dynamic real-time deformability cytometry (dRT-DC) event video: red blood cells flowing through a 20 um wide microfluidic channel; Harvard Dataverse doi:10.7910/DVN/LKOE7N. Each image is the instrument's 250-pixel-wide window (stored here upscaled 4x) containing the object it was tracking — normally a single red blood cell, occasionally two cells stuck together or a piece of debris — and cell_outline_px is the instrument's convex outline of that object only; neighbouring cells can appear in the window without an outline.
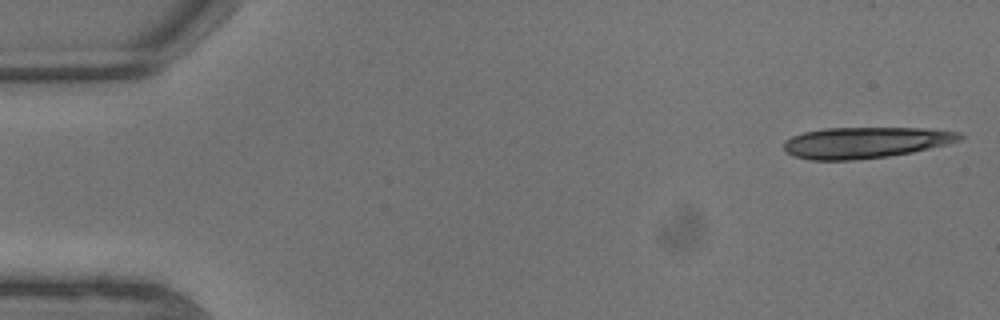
{"species": "common noctule bat (a hibernating species)", "species_latin": "Nyctalus noctula", "temperature_condition": "warm", "stored_images_in_passage": 11, "segment_of_instrument_passage": [1, 2], "camera_frame_rate_fps": 3000, "um_per_image_px": 0.085, "animal": {"sex": "male", "body_mass_g": 13.3}, "frame": {"image": 1, "passage_image": 1, "time_ms": 0.0, "image_size_px": [1000, 320], "cell_outline_px": [[964, 136], [960, 140], [948, 144], [912, 152], [888, 156], [852, 160], [812, 160], [792, 156], [784, 148], [784, 140], [792, 136], [804, 132], [824, 128], [928, 128], [960, 132]], "centroid_in_image_um": [73.57, 12.11], "position_along_channel_um": 11.4, "area_um2": 31.96}}